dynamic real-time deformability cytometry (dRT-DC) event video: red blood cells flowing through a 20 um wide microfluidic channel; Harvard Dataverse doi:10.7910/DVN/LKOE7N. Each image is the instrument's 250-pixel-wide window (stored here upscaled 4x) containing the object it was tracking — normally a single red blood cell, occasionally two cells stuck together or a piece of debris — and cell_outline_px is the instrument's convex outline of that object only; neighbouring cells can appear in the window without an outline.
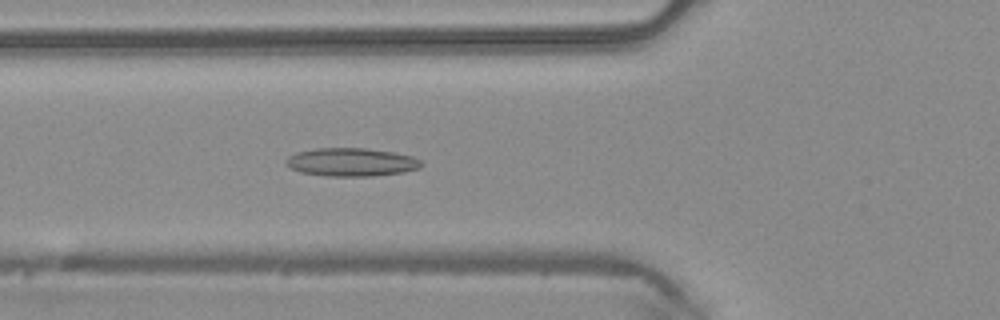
{"species": "common noctule bat (a hibernating species)", "species_latin": "Nyctalus noctula", "temperature_condition": "warm", "stored_images_in_passage": 34, "camera_frame_rate_fps": 3000, "um_per_image_px": 0.085, "animal": {"sex": "male", "body_mass_g": 20.4}, "frame": {"image": 1, "passage_image": 4, "time_ms": 1.0, "image_size_px": [1000, 320], "cell_outline_px": [[424, 164], [420, 168], [404, 172], [372, 176], [328, 176], [300, 172], [292, 168], [284, 160], [288, 156], [296, 152], [316, 148], [364, 148], [396, 152], [412, 156], [420, 160]], "centroid_in_image_um": [29.89, 13.77], "position_along_channel_um": 95.9, "area_um2": 22.37}}
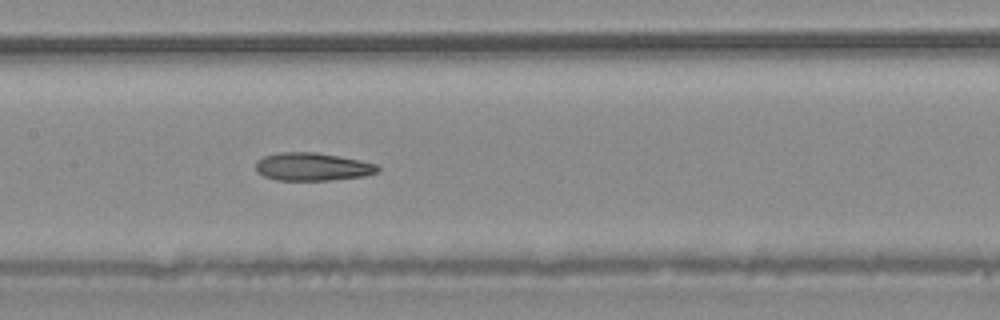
{"frame": {"image": 2, "passage_image": 10, "time_ms": 3.0, "image_size_px": [1000, 320], "cell_outline_px": [[380, 172], [364, 176], [328, 180], [276, 180], [264, 176], [256, 172], [256, 160], [264, 156], [280, 152], [316, 152], [360, 160], [376, 164], [380, 168]], "centroid_in_image_um": [26.55, 14.17], "position_along_channel_um": 180.9, "area_um2": 19.94}}
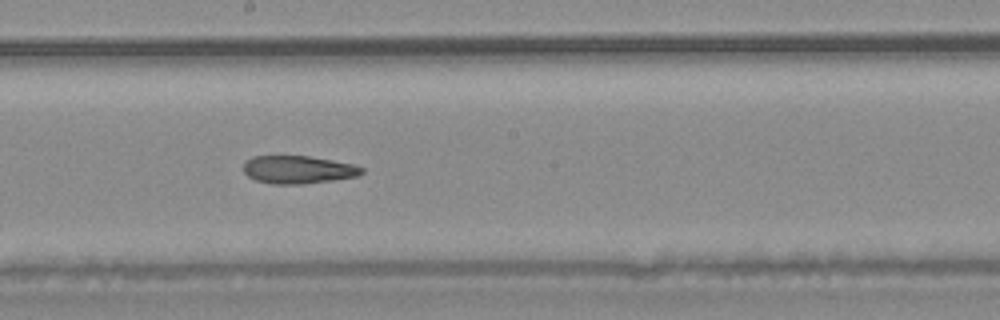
{"frame": {"image": 3, "passage_image": 13, "time_ms": 4.0, "image_size_px": [1000, 320], "cell_outline_px": [[364, 172], [360, 176], [304, 184], [272, 184], [256, 180], [248, 176], [244, 172], [244, 160], [252, 156], [308, 156], [356, 164], [364, 168]], "centroid_in_image_um": [25.37, 14.42], "position_along_channel_um": 222.8, "area_um2": 19.42}, "authors_computed_cell_mechanics": {"area_um2": 20.3456, "velocity_mm_per_s": 4.2149, "shape_relaxation_time_tau1_ms": null, "shape_relaxation_time_tau2_ms": 3.2648, "deformation_change_tau1": null, "deformation_change_tau2": 0.1241}}